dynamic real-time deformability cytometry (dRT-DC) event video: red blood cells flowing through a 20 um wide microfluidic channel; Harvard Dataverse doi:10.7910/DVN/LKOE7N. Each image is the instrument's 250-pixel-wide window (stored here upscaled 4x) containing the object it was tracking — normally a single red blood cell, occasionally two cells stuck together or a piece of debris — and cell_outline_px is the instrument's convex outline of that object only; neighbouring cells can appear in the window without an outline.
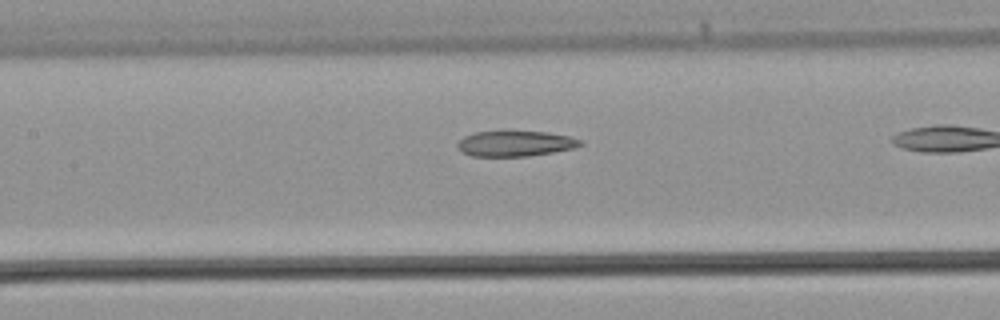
{"species": "common noctule bat (a hibernating species)", "species_latin": "Nyctalus noctula", "temperature_condition": "warm", "stored_images_in_passage": 15, "camera_frame_rate_fps": 3000, "um_per_image_px": 0.085, "animal": {"sex": "male", "body_mass_g": 21.5, "forearm_length_mm": 52.0}, "frame": {"image": 1, "passage_image": 13, "time_ms": 4.0, "image_size_px": [1000, 320], "cell_outline_px": [[584, 144], [576, 148], [528, 156], [472, 156], [464, 152], [456, 144], [464, 136], [476, 132], [504, 128], [508, 128], [548, 132], [568, 136], [584, 140]], "centroid_in_image_um": [43.84, 12.14], "position_along_channel_um": 163.6, "area_um2": 19.13}}